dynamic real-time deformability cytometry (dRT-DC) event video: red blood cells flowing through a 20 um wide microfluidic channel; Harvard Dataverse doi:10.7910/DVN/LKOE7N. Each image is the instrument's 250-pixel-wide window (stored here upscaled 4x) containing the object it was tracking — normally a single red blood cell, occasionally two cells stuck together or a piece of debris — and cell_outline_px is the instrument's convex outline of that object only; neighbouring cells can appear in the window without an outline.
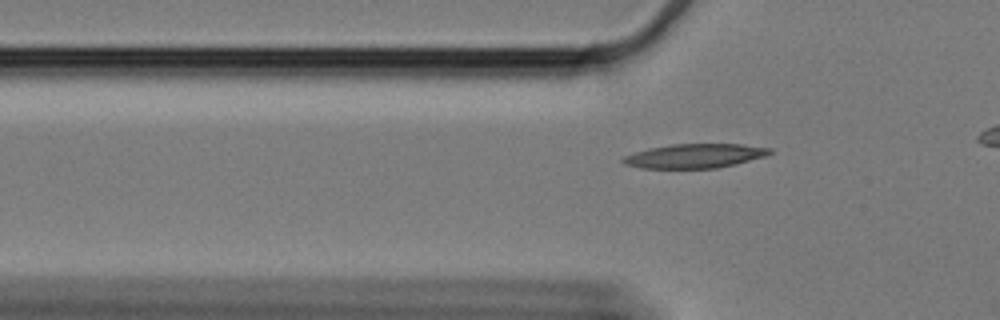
{"species": "Egyptian fruit bat (a non-hibernating species)", "species_latin": "Rousettus aegyptiacus", "temperature_condition": "cold", "stored_images_in_passage": 15, "camera_frame_rate_fps": 3000, "um_per_image_px": 0.085, "animal": {"sex": "female"}, "frame": {"image": 1, "passage_image": 14, "time_ms": 4.333, "image_size_px": [1000, 320], "cell_outline_px": [[772, 152], [764, 156], [736, 164], [716, 168], [640, 168], [624, 164], [620, 160], [624, 156], [648, 148], [672, 144], [744, 144], [772, 148]], "centroid_in_image_um": [59.04, 13.25], "position_along_channel_um": 66.8, "area_um2": 20.69}}